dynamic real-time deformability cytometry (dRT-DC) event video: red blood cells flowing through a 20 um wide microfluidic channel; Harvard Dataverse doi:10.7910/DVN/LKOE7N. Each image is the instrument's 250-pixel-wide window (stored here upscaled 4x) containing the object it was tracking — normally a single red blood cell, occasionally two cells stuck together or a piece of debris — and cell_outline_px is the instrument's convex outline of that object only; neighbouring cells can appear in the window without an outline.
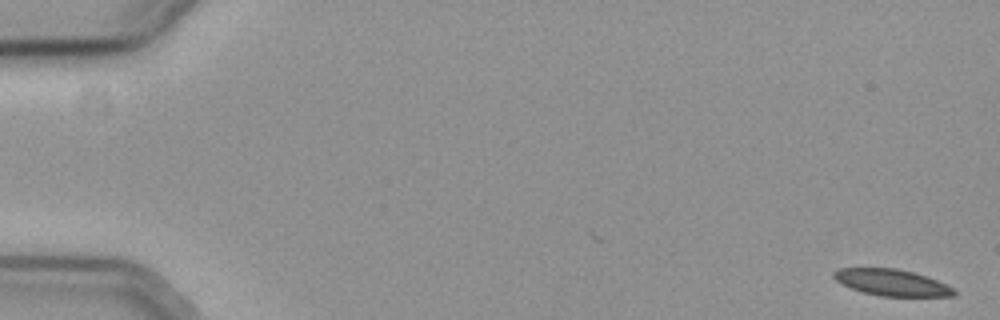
{"species": "common noctule bat (a hibernating species)", "species_latin": "Nyctalus noctula", "temperature_condition": "cold", "stored_images_in_passage": 9, "camera_frame_rate_fps": 3000, "um_per_image_px": 0.085, "animal": {"sex": "female", "body_mass_g": 19.3, "forearm_length_mm": 54.1}, "frame": {"image": 1, "passage_image": 1, "time_ms": 0.0, "image_size_px": [1000, 320], "cell_outline_px": [[956, 296], [880, 296], [864, 292], [852, 288], [836, 280], [832, 276], [832, 272], [840, 268], [896, 268], [928, 276], [952, 288], [956, 292]], "centroid_in_image_um": [75.79, 24.01], "position_along_channel_um": 9.2, "area_um2": 18.32}}